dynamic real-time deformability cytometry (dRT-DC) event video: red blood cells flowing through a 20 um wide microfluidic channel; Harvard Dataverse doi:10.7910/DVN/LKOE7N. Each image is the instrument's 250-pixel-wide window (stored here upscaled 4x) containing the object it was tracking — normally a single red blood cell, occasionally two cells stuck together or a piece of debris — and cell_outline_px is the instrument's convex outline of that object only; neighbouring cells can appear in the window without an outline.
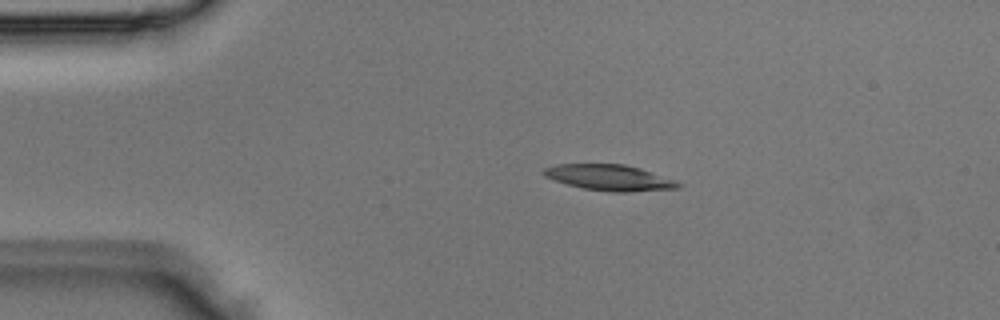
{"species": "Egyptian fruit bat (a non-hibernating species)", "species_latin": "Rousettus aegyptiacus", "temperature_condition": "room temperature", "stored_images_in_passage": 2, "camera_frame_rate_fps": 3000, "um_per_image_px": 0.085, "animal": {"sex": "male"}, "frame": {"image": 1, "passage_image": 1, "time_ms": 0.0, "image_size_px": [1000, 320], "cell_outline_px": [[684, 184], [680, 188], [628, 192], [616, 192], [584, 188], [568, 184], [544, 176], [544, 168], [556, 164], [624, 164], [640, 168]], "centroid_in_image_um": [51.83, 15.09], "position_along_channel_um": 33.2, "area_um2": 19.94}}